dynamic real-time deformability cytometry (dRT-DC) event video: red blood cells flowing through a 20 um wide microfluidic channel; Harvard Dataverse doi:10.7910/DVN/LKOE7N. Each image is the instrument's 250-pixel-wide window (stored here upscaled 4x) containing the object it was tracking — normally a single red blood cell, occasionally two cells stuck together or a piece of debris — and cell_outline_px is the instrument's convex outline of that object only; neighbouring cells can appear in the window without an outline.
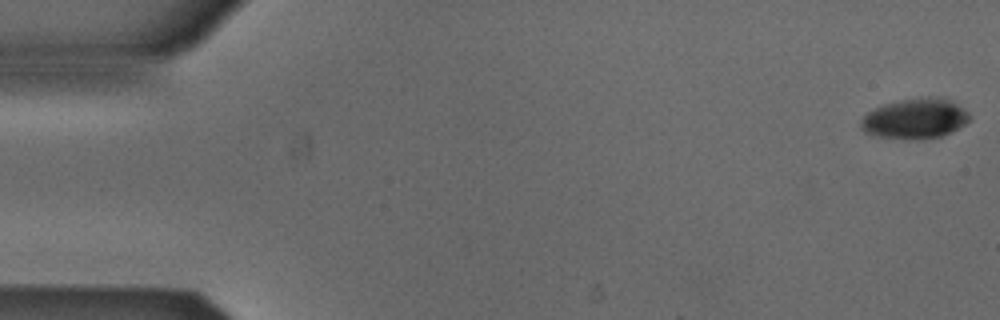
{"species": "Egyptian fruit bat (a non-hibernating species)", "species_latin": "Rousettus aegyptiacus", "temperature_condition": "cold", "stored_images_in_passage": 53, "camera_frame_rate_fps": 3000, "um_per_image_px": 0.085, "animal": {"sex": "male"}, "frame": {"image": 1, "passage_image": 1, "time_ms": 0.0, "image_size_px": [1000, 320], "cell_outline_px": [[972, 116], [964, 124], [940, 136], [880, 136], [864, 132], [860, 128], [860, 120], [868, 112], [884, 104], [904, 100], [928, 96], [940, 96], [964, 108]], "centroid_in_image_um": [77.79, 10.02], "position_along_channel_um": 7.2, "area_um2": 24.28}}
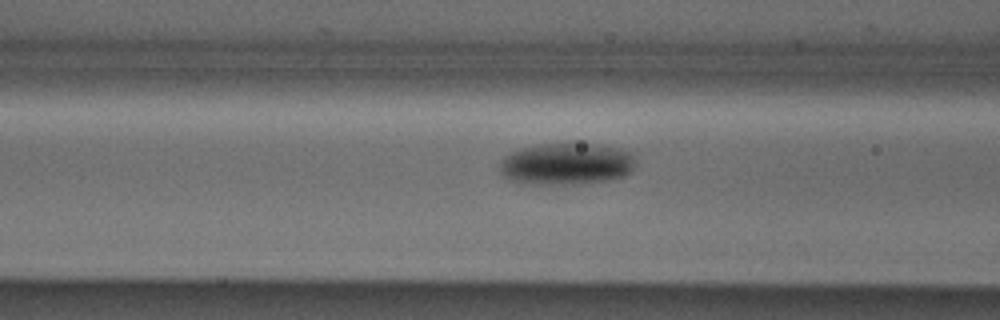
{"frame": {"image": 2, "passage_image": 21, "time_ms": 6.667, "image_size_px": [1000, 320], "cell_outline_px": [[636, 160], [632, 168], [624, 176], [608, 180], [564, 184], [524, 184], [508, 180], [500, 172], [500, 164], [504, 156], [520, 148], [536, 144], [600, 144], [620, 148], [632, 152]], "centroid_in_image_um": [48.12, 13.92], "position_along_channel_um": 118.5, "area_um2": 33.23}}
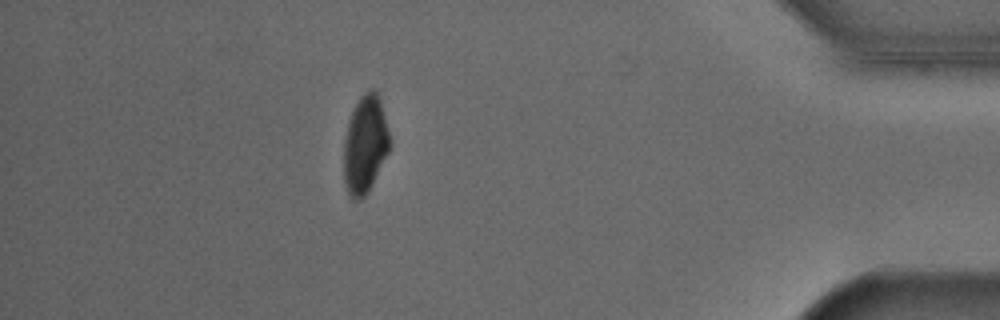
{"frame": {"image": 3, "passage_image": 47, "time_ms": 15.333, "image_size_px": [1000, 320], "cell_outline_px": [[392, 144], [372, 184], [364, 196], [360, 200], [352, 200], [348, 192], [344, 180], [344, 140], [348, 120], [360, 96], [368, 88], [372, 88], [376, 92], [380, 100]], "centroid_in_image_um": [31.03, 12.27], "position_along_channel_um": 404.2, "area_um2": 26.07}, "authors_computed_cell_mechanics": {"area_um2": 28.3798, "velocity_mm_per_s": 3.8713, "shape_relaxation_time_tau1_ms": 3.6722, "shape_relaxation_time_tau2_ms": null, "deformation_change_tau1": 0.0937, "deformation_change_tau2": null}}